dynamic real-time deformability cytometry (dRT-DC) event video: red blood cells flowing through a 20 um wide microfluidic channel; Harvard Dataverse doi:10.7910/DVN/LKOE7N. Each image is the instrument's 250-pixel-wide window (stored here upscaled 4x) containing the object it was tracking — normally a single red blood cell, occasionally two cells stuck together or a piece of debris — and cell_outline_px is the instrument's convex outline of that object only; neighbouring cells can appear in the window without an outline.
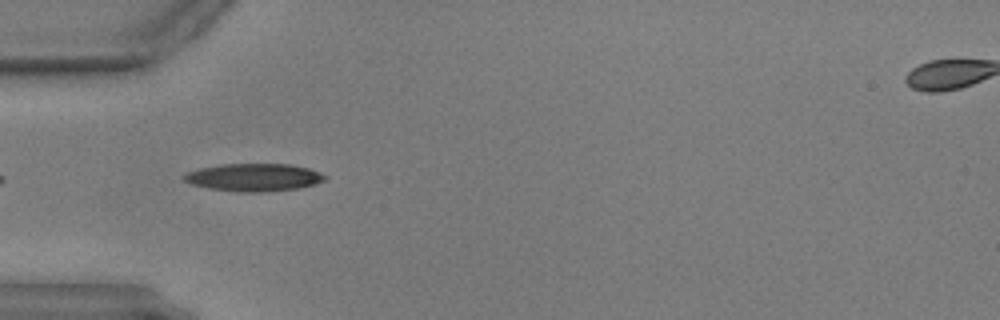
{"species": "common noctule bat (a hibernating species)", "species_latin": "Nyctalus noctula", "temperature_condition": "warm", "stored_images_in_passage": 27, "camera_frame_rate_fps": 3000, "um_per_image_px": 0.085, "animal": {"sex": "male", "body_mass_g": 17.9, "forearm_length_mm": 54.2}, "frame": {"image": 1, "passage_image": 3, "time_ms": 0.667, "image_size_px": [1000, 320], "cell_outline_px": [[328, 176], [324, 180], [316, 184], [300, 188], [268, 192], [236, 192], [208, 188], [192, 184], [184, 180], [180, 176], [188, 172], [200, 168], [220, 164], [288, 164], [308, 168], [320, 172]], "centroid_in_image_um": [21.58, 15.08], "position_along_channel_um": 63.4, "area_um2": 22.95}}
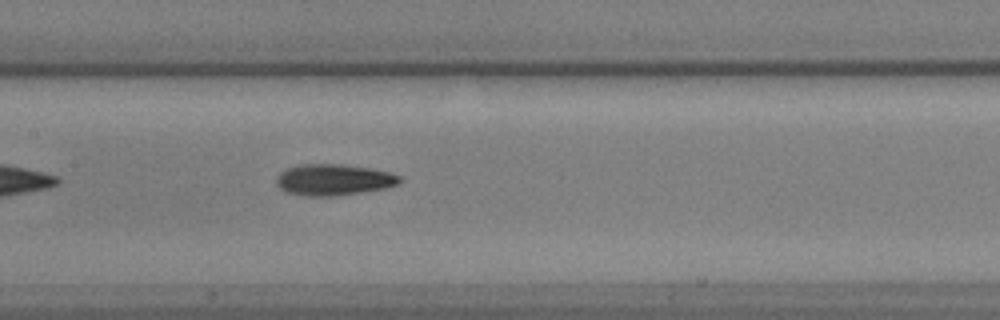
{"frame": {"image": 2, "passage_image": 13, "time_ms": 4.0, "image_size_px": [1000, 320], "cell_outline_px": [[404, 180], [400, 184], [388, 188], [332, 196], [304, 196], [284, 192], [276, 184], [276, 176], [280, 172], [288, 168], [300, 164], [340, 164], [368, 168], [388, 172], [400, 176]], "centroid_in_image_um": [28.35, 15.29], "position_along_channel_um": 179.0, "area_um2": 22.6}}
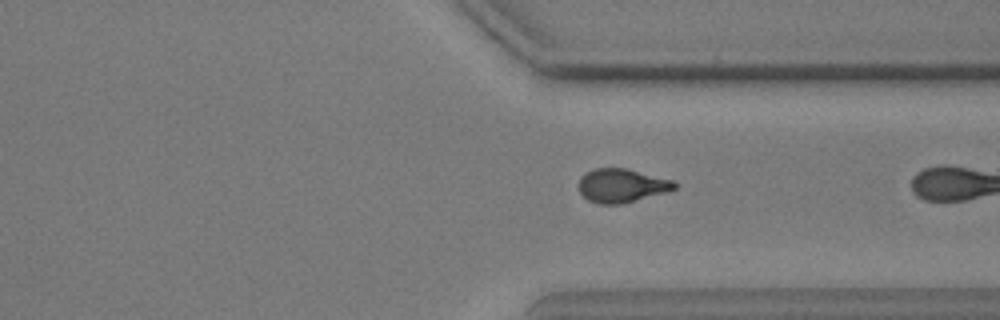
{"frame": {"image": 3, "passage_image": 26, "time_ms": 8.333, "image_size_px": [1000, 320], "cell_outline_px": [[676, 188], [664, 192], [620, 204], [600, 204], [588, 200], [580, 192], [580, 176], [592, 168], [628, 168], [672, 180], [676, 184]], "centroid_in_image_um": [52.81, 15.75], "position_along_channel_um": 358.6, "area_um2": 18.55}}